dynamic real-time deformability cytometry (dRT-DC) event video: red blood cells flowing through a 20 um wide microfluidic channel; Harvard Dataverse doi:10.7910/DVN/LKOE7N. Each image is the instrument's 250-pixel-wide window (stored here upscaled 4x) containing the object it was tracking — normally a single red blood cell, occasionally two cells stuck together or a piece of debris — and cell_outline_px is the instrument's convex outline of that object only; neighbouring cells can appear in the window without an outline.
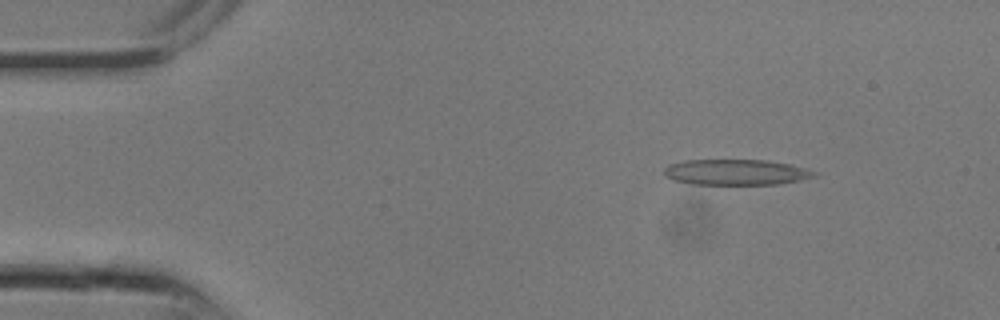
{"species": "common noctule bat (a hibernating species)", "species_latin": "Nyctalus noctula", "temperature_condition": "room temperature", "stored_images_in_passage": 15, "camera_frame_rate_fps": 3000, "um_per_image_px": 0.085, "animal": {"sex": "male", "body_mass_g": 13.3}, "frame": {"image": 1, "passage_image": 3, "time_ms": 0.667, "image_size_px": [1000, 320], "cell_outline_px": [[816, 176], [800, 180], [780, 184], [692, 184], [672, 180], [664, 176], [664, 168], [668, 164], [684, 160], [768, 160], [792, 164], [816, 172]], "centroid_in_image_um": [62.53, 14.63], "position_along_channel_um": 22.5, "area_um2": 22.6}}
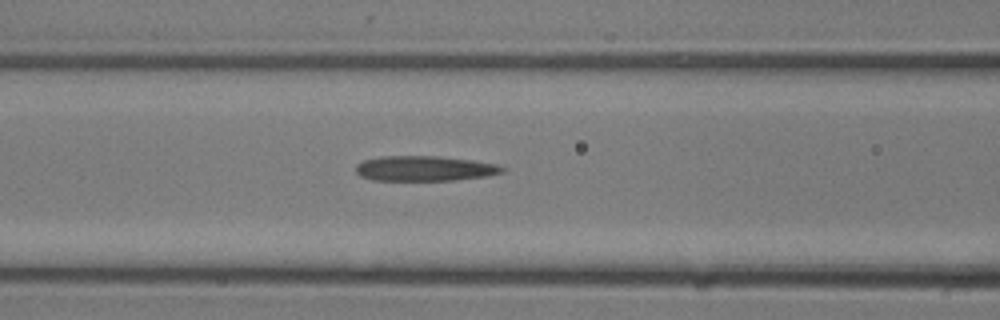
{"frame": {"image": 2, "passage_image": 10, "time_ms": 3.0, "image_size_px": [1000, 320], "cell_outline_px": [[504, 172], [488, 176], [452, 180], [372, 180], [360, 176], [356, 172], [356, 164], [364, 160], [380, 156], [436, 156], [472, 160], [496, 164], [504, 168]], "centroid_in_image_um": [36.07, 14.32], "position_along_channel_um": 130.5, "area_um2": 21.39}}
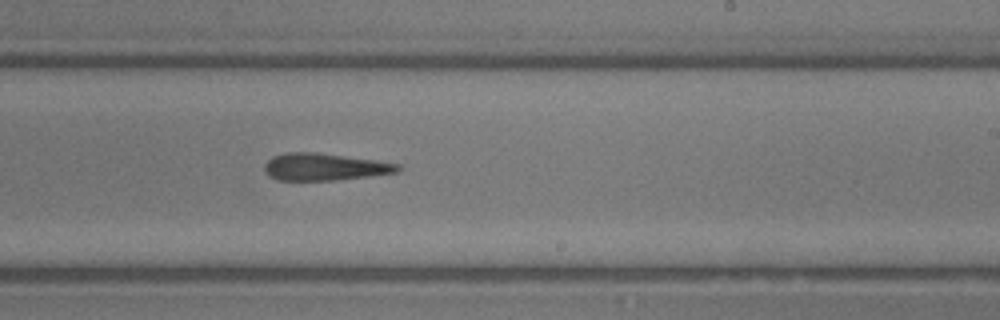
{"frame": {"image": 3, "passage_image": 15, "time_ms": 4.667, "image_size_px": [1000, 320], "cell_outline_px": [[404, 168], [400, 172], [336, 180], [276, 180], [268, 176], [264, 172], [264, 164], [272, 156], [284, 152], [316, 152], [376, 160], [400, 164]], "centroid_in_image_um": [27.58, 14.18], "position_along_channel_um": 261.4, "area_um2": 21.39}}